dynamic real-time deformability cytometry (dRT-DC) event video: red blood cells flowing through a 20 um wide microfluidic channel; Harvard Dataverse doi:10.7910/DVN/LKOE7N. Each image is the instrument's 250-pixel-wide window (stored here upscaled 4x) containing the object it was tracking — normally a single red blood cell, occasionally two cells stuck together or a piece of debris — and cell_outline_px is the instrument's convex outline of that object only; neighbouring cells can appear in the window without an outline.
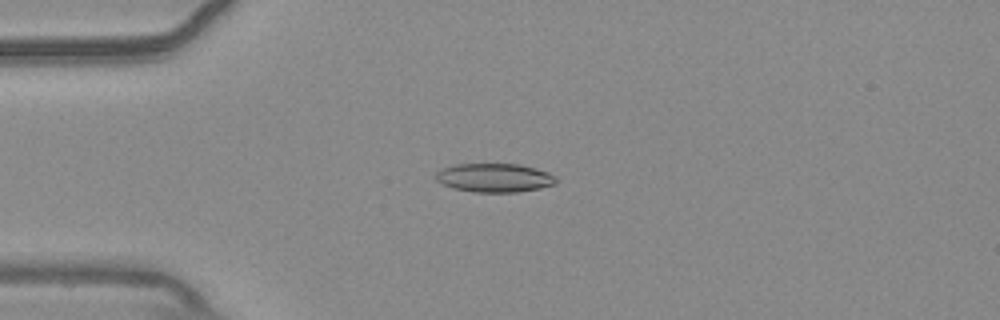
{"species": "common noctule bat (a hibernating species)", "species_latin": "Nyctalus noctula", "temperature_condition": "warm", "stored_images_in_passage": 47, "camera_frame_rate_fps": 3000, "um_per_image_px": 0.085, "animal": {"sex": "male", "body_mass_g": 20.4}, "frame": {"image": 1, "passage_image": 6, "time_ms": 1.667, "image_size_px": [1000, 320], "cell_outline_px": [[556, 184], [540, 188], [516, 192], [472, 192], [452, 188], [436, 180], [436, 172], [440, 168], [456, 164], [520, 164], [536, 168], [548, 172], [556, 176]], "centroid_in_image_um": [42.03, 15.1], "position_along_channel_um": 43.0, "area_um2": 20.29}}
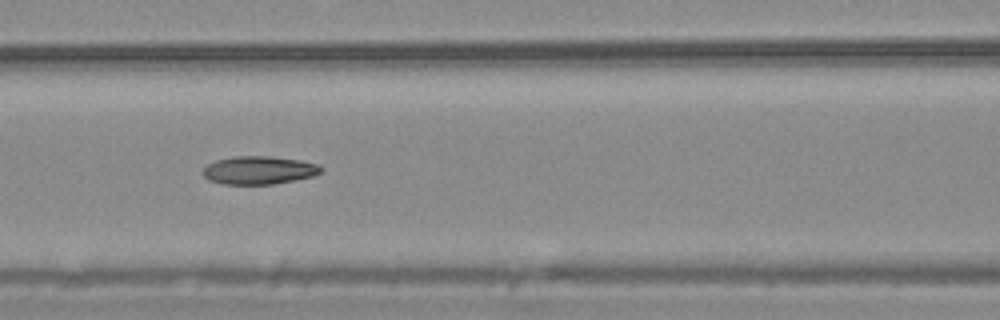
{"frame": {"image": 2, "passage_image": 16, "time_ms": 5.0, "image_size_px": [1000, 320], "cell_outline_px": [[324, 168], [320, 172], [312, 176], [272, 184], [224, 184], [208, 180], [200, 172], [208, 164], [216, 160], [232, 156], [268, 156], [300, 160], [320, 164]], "centroid_in_image_um": [21.99, 14.46], "position_along_channel_um": 144.6, "area_um2": 19.36}}
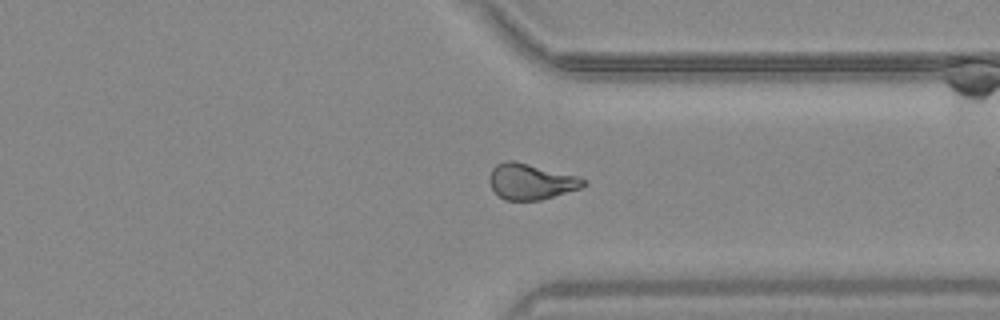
{"frame": {"image": 3, "passage_image": 34, "time_ms": 11.0, "image_size_px": [1000, 320], "cell_outline_px": [[588, 184], [580, 188], [540, 200], [504, 200], [492, 188], [488, 180], [488, 176], [492, 168], [496, 164], [504, 160], [512, 160], [576, 176], [588, 180]], "centroid_in_image_um": [45.1, 15.43], "position_along_channel_um": 366.3, "area_um2": 19.48}, "authors_computed_cell_mechanics": {"area_um2": 19.5364, "velocity_mm_per_s": 3.7002, "shape_relaxation_time_tau1_ms": null, "shape_relaxation_time_tau2_ms": 2.203, "deformation_change_tau1": null, "deformation_change_tau2": 0.0848}}